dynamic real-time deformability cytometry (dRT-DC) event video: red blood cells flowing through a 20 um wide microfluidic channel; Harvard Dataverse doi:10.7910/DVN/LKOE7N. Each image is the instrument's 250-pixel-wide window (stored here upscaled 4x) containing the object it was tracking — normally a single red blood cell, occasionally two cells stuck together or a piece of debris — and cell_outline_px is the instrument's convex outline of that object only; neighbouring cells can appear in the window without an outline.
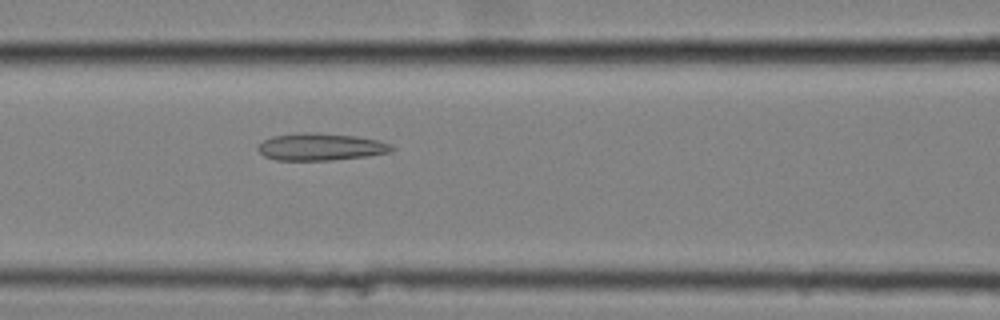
{"species": "common noctule bat (a hibernating species)", "species_latin": "Nyctalus noctula", "temperature_condition": "cold", "stored_images_in_passage": 35, "camera_frame_rate_fps": 3000, "um_per_image_px": 0.085, "animal": {"sex": "female", "body_mass_g": 25.1}, "frame": {"image": 1, "passage_image": 10, "time_ms": 3.0, "image_size_px": [1000, 320], "cell_outline_px": [[396, 148], [392, 152], [368, 156], [332, 160], [276, 160], [264, 156], [256, 148], [264, 140], [272, 136], [304, 132], [308, 132], [356, 136], [380, 140], [392, 144]], "centroid_in_image_um": [27.31, 12.48], "position_along_channel_um": 139.3, "area_um2": 21.33}}
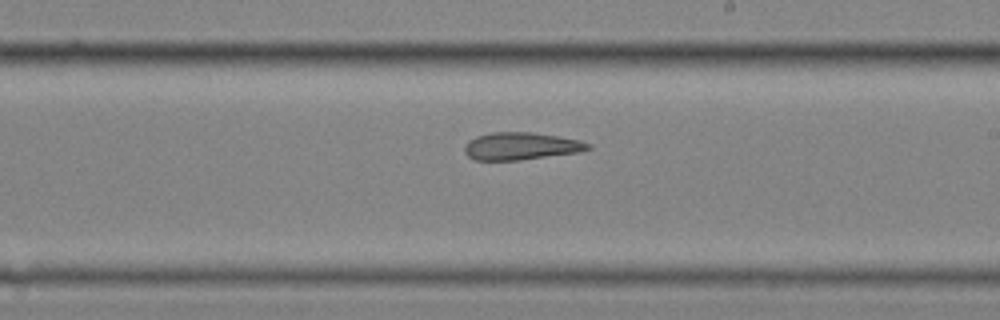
{"frame": {"image": 2, "passage_image": 19, "time_ms": 6.0, "image_size_px": [1000, 320], "cell_outline_px": [[592, 148], [580, 152], [520, 160], [472, 160], [464, 152], [464, 144], [468, 140], [476, 136], [492, 132], [532, 132], [580, 140], [592, 144]], "centroid_in_image_um": [44.27, 12.42], "position_along_channel_um": 244.7, "area_um2": 19.94}}
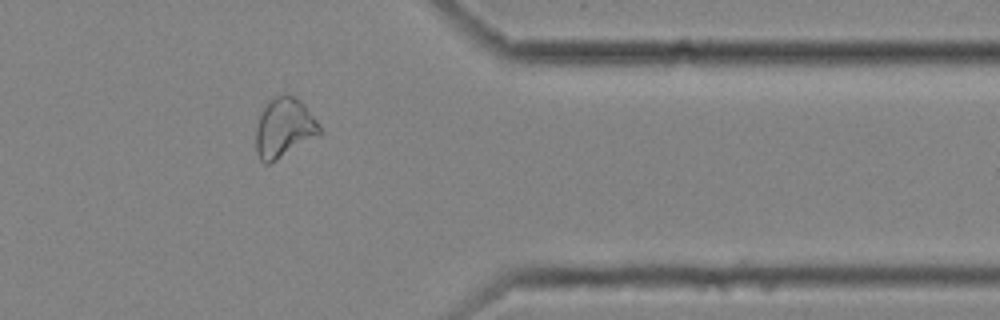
{"frame": {"image": 3, "passage_image": 32, "time_ms": 10.333, "image_size_px": [1000, 320], "cell_outline_px": [[320, 132], [276, 160], [268, 164], [264, 164], [260, 160], [256, 152], [256, 128], [260, 116], [268, 100], [284, 92], [288, 92], [300, 100], [304, 104], [320, 124]], "centroid_in_image_um": [24.11, 10.82], "position_along_channel_um": 387.3, "area_um2": 21.73}, "authors_computed_cell_mechanics": {"area_um2": 20.808, "velocity_mm_per_s": 3.5229, "shape_relaxation_time_tau1_ms": null, "shape_relaxation_time_tau2_ms": 4.8189, "deformation_change_tau1": null, "deformation_change_tau2": 0.137}}